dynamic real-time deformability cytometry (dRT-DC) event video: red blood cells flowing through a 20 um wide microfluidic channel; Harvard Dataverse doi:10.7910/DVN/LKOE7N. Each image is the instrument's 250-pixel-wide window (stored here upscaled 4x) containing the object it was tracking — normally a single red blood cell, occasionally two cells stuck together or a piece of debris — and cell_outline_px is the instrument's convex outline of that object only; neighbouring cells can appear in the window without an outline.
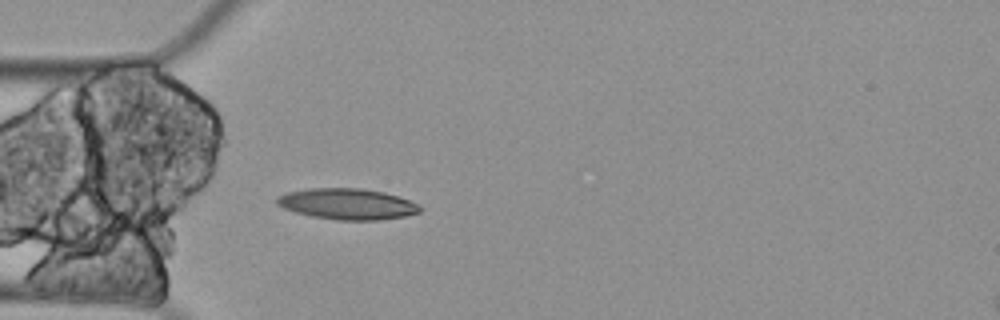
{"species": "Egyptian fruit bat (a non-hibernating species)", "species_latin": "Rousettus aegyptiacus", "temperature_condition": "cold", "stored_images_in_passage": 4, "camera_frame_rate_fps": 3000, "um_per_image_px": 0.085, "animal": {"sex": "female"}, "frame": {"image": 1, "passage_image": 4, "time_ms": 1.0, "image_size_px": [1000, 320], "cell_outline_px": [[424, 208], [420, 212], [404, 216], [380, 220], [336, 220], [312, 216], [296, 212], [284, 208], [276, 204], [276, 196], [284, 192], [308, 188], [360, 188], [384, 192], [420, 204]], "centroid_in_image_um": [29.51, 17.33], "position_along_channel_um": 55.5, "area_um2": 26.01}}